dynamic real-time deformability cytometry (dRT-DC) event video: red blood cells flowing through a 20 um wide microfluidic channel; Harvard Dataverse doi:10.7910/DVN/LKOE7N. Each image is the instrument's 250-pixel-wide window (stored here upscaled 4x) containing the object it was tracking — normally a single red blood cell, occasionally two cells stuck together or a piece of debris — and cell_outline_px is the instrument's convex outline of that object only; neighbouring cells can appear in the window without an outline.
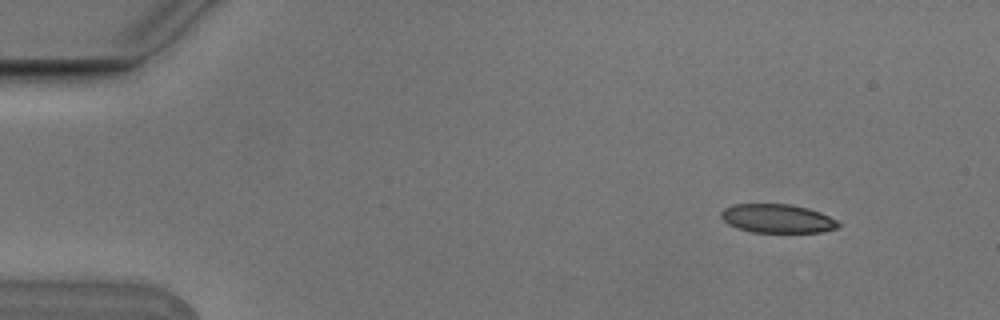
{"species": "Egyptian fruit bat (a non-hibernating species)", "species_latin": "Rousettus aegyptiacus", "temperature_condition": "cold", "stored_images_in_passage": 5, "camera_frame_rate_fps": 3000, "um_per_image_px": 0.085, "animal": {"sex": "male"}, "frame": {"image": 1, "passage_image": 1, "time_ms": 0.0, "image_size_px": [1000, 320], "cell_outline_px": [[840, 224], [836, 228], [820, 232], [752, 232], [728, 224], [720, 216], [720, 212], [724, 208], [732, 204], [792, 204], [808, 208], [820, 212], [836, 220]], "centroid_in_image_um": [66.05, 18.56], "position_along_channel_um": 18.9, "area_um2": 19.54}}
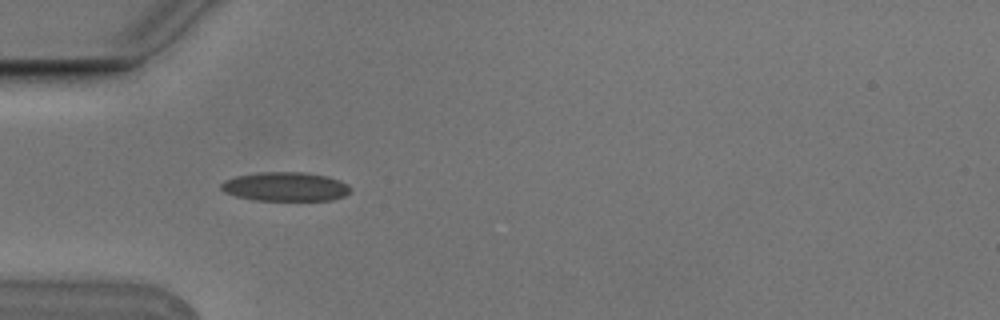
{"frame": {"image": 2, "passage_image": 4, "time_ms": 1.0, "image_size_px": [1000, 320], "cell_outline_px": [[352, 188], [344, 196], [332, 200], [256, 200], [236, 196], [224, 192], [220, 188], [220, 184], [224, 180], [236, 176], [256, 172], [304, 172], [328, 176], [340, 180], [348, 184]], "centroid_in_image_um": [24.26, 15.85], "position_along_channel_um": 60.7, "area_um2": 22.02}}